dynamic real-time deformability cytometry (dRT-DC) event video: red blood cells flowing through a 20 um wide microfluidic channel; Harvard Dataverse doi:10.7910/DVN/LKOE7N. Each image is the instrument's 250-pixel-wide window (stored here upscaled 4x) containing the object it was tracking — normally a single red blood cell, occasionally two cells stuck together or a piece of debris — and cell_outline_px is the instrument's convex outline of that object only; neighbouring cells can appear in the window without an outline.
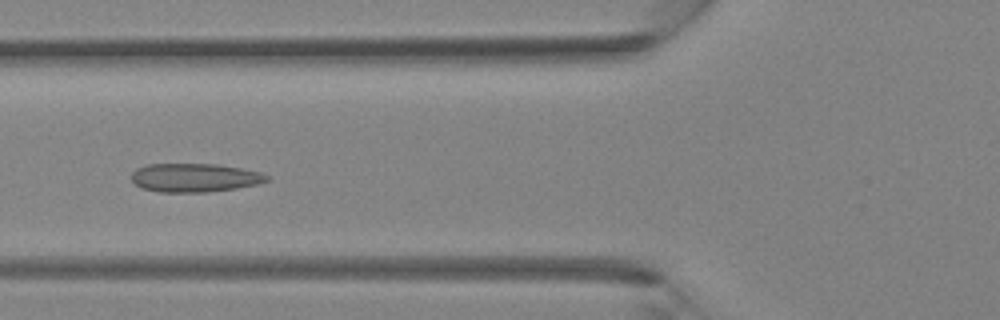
{"species": "Egyptian fruit bat (a non-hibernating species)", "species_latin": "Rousettus aegyptiacus", "temperature_condition": "room temperature", "stored_images_in_passage": 40, "camera_frame_rate_fps": 3000, "um_per_image_px": 0.085, "animal": {"sex": "female"}, "frame": {"image": 1, "passage_image": 15, "time_ms": 4.667, "image_size_px": [1000, 320], "cell_outline_px": [[272, 176], [268, 180], [256, 184], [236, 188], [208, 192], [160, 192], [140, 188], [132, 180], [132, 172], [136, 168], [148, 164], [216, 164], [240, 168], [260, 172]], "centroid_in_image_um": [16.54, 15.1], "position_along_channel_um": 109.3, "area_um2": 22.6}}
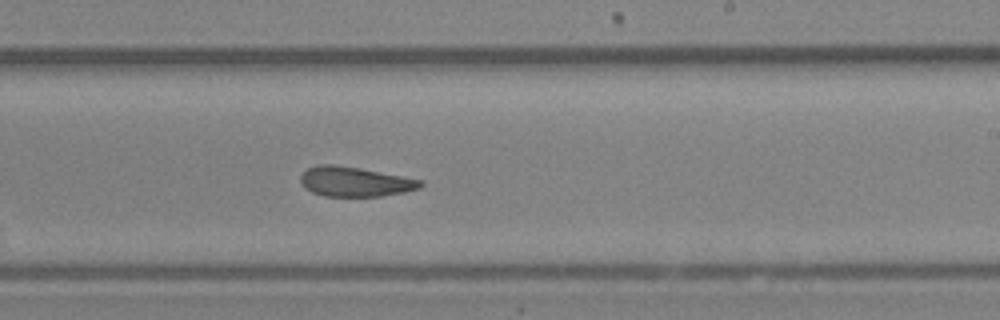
{"frame": {"image": 2, "passage_image": 24, "time_ms": 7.667, "image_size_px": [1000, 320], "cell_outline_px": [[424, 184], [420, 188], [404, 192], [380, 196], [324, 196], [312, 192], [300, 180], [300, 176], [308, 168], [316, 164], [332, 164], [360, 168], [404, 176], [424, 180]], "centroid_in_image_um": [30.21, 15.43], "position_along_channel_um": 258.8, "area_um2": 20.75}}
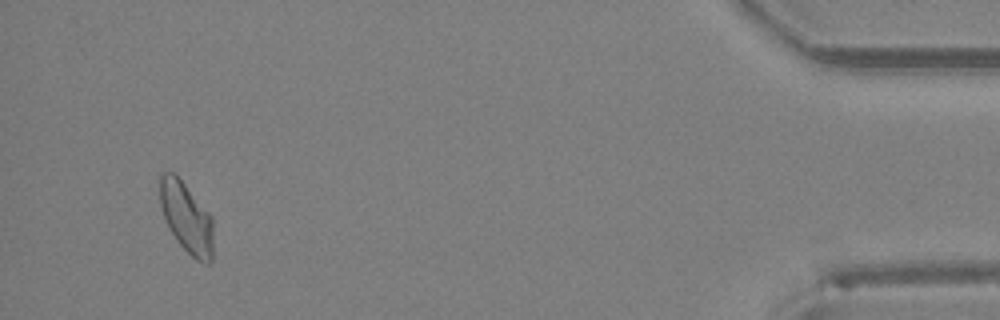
{"frame": {"image": 3, "passage_image": 38, "time_ms": 12.333, "image_size_px": [1000, 320], "cell_outline_px": [[212, 264], [208, 264], [196, 260], [176, 240], [164, 216], [160, 204], [160, 172], [172, 172], [184, 184], [212, 216]], "centroid_in_image_um": [15.86, 18.51], "position_along_channel_um": 419.3, "area_um2": 21.5}}